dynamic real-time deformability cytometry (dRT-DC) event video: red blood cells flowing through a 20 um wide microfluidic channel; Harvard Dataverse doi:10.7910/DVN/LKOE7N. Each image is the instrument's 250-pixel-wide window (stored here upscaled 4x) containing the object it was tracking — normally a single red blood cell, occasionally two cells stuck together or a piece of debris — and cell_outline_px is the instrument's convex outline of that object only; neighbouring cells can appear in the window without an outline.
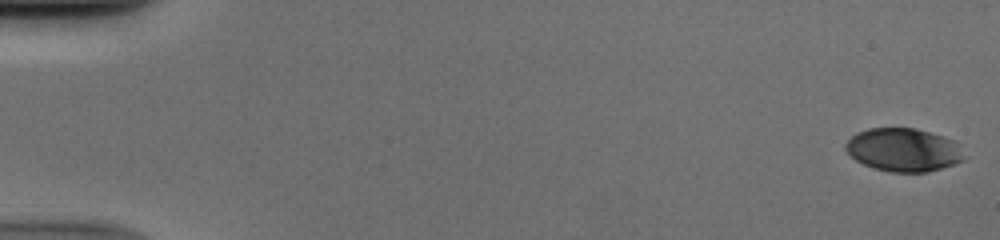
{"species": "human", "species_latin": "Homo sapiens", "temperature_condition": "cold", "stored_images_in_passage": 52, "camera_frame_rate_fps": 3000, "um_per_image_px": 0.085, "donor": {"sex": "male"}, "frame": {"image": 1, "passage_image": 1, "time_ms": 0.0, "image_size_px": [1000, 240], "cell_outline_px": [[964, 160], [928, 172], [892, 172], [872, 168], [856, 160], [844, 148], [844, 144], [856, 132], [868, 128], [916, 128], [944, 136], [952, 140]], "centroid_in_image_um": [76.71, 12.73], "position_along_channel_um": 8.3, "area_um2": 29.48}}
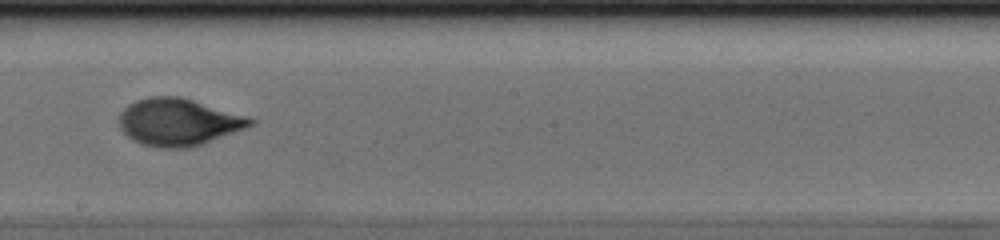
{"frame": {"image": 2, "passage_image": 31, "time_ms": 10.0, "image_size_px": [1000, 240], "cell_outline_px": [[256, 124], [200, 144], [188, 148], [160, 148], [140, 144], [132, 140], [120, 128], [120, 112], [128, 104], [136, 100], [148, 96], [180, 96], [248, 116], [256, 120]], "centroid_in_image_um": [15.15, 10.36], "position_along_channel_um": 233.1, "area_um2": 36.01}}
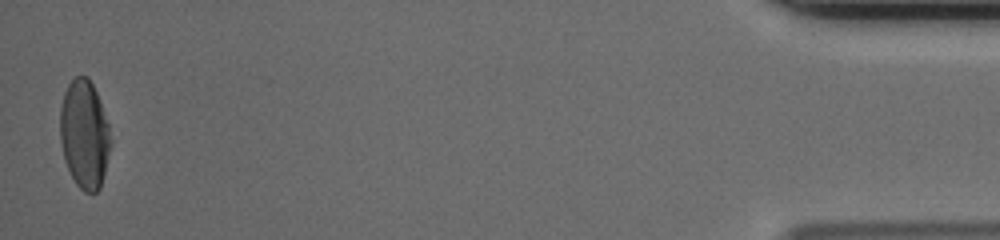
{"frame": {"image": 3, "passage_image": 52, "time_ms": 17.0, "image_size_px": [1000, 240], "cell_outline_px": [[112, 144], [100, 188], [96, 192], [84, 192], [76, 184], [68, 168], [64, 156], [60, 140], [60, 108], [64, 92], [68, 84], [76, 76], [88, 76], [96, 92], [108, 124]], "centroid_in_image_um": [7.18, 11.41], "position_along_channel_um": 428.0, "area_um2": 31.79}}